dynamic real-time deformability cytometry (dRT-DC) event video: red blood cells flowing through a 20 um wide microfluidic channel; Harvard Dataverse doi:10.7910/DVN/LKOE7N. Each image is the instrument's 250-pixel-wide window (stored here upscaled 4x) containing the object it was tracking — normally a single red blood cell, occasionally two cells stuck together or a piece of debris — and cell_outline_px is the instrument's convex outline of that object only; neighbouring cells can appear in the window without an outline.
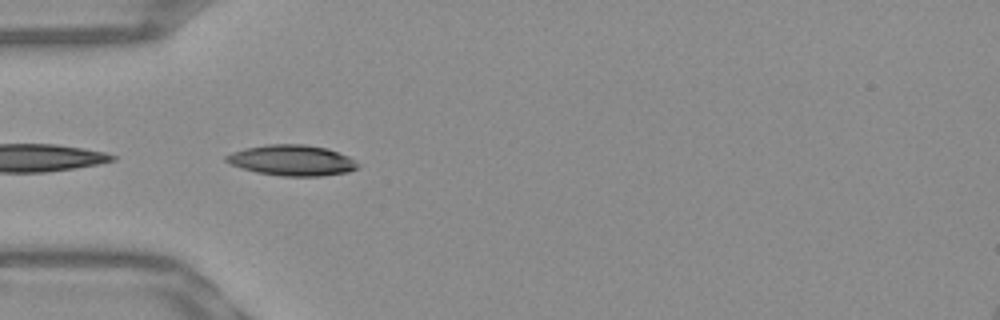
{"species": "Egyptian fruit bat (a non-hibernating species)", "species_latin": "Rousettus aegyptiacus", "temperature_condition": "warm", "stored_images_in_passage": 15, "camera_frame_rate_fps": 3000, "um_per_image_px": 0.085, "frame": {"image": 1, "passage_image": 1, "time_ms": 0.0, "image_size_px": [1000, 320], "cell_outline_px": [[360, 164], [356, 168], [348, 172], [320, 176], [280, 176], [256, 172], [232, 164], [224, 160], [224, 156], [232, 152], [244, 148], [268, 144], [304, 144], [328, 148], [348, 156]], "centroid_in_image_um": [24.82, 13.62], "position_along_channel_um": 60.2, "area_um2": 23.52}}
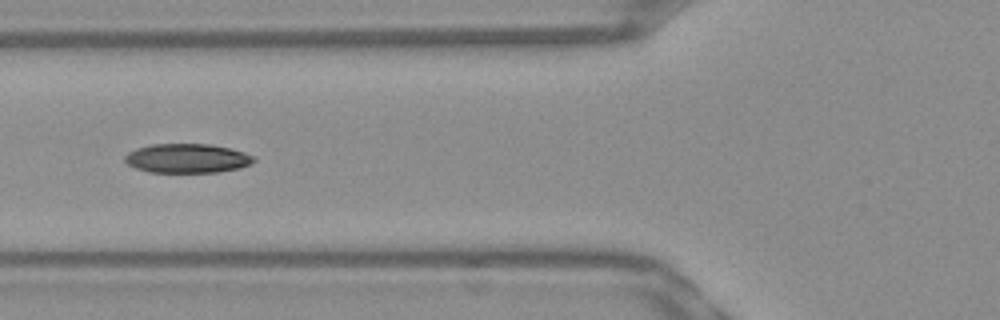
{"frame": {"image": 2, "passage_image": 5, "time_ms": 1.333, "image_size_px": [1000, 320], "cell_outline_px": [[256, 160], [240, 168], [216, 172], [148, 172], [136, 168], [128, 164], [124, 160], [124, 156], [128, 152], [136, 148], [152, 144], [208, 144], [228, 148], [244, 152], [252, 156]], "centroid_in_image_um": [15.86, 13.46], "position_along_channel_um": 109.9, "area_um2": 21.79}}